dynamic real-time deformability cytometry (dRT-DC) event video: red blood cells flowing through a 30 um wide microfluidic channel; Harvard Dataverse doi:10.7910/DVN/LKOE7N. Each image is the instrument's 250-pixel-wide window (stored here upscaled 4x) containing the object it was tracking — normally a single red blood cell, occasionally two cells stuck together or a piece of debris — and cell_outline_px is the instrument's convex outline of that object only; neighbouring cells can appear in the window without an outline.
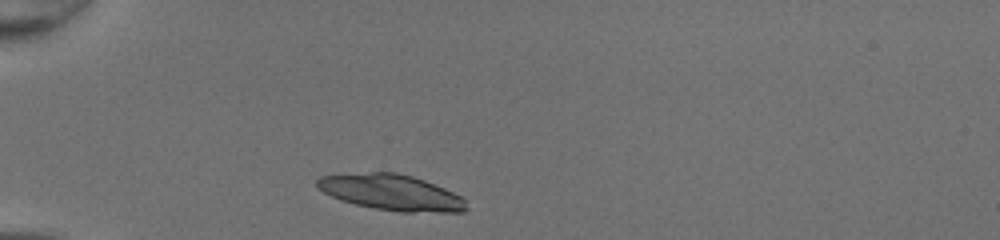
{"species": "common noctule bat (a hibernating species)", "species_latin": "Nyctalus noctula", "temperature_condition": "room temperature", "stored_images_in_passage": 29, "camera_frame_rate_fps": 3000, "um_per_image_px": 0.085, "animal": {"sex": "female", "body_mass_g": 20.0, "forearm_length_mm": 54.0}, "frame": {"image": 1, "passage_image": 1, "time_ms": 0.0, "image_size_px": [1000, 240], "cell_outline_px": [[468, 208], [464, 212], [400, 212], [372, 208], [340, 200], [316, 188], [316, 180], [320, 176], [372, 172], [396, 172], [412, 176], [424, 180], [444, 188], [460, 196], [464, 200]], "centroid_in_image_um": [33.26, 16.36], "position_along_channel_um": 51.7, "area_um2": 31.1}}
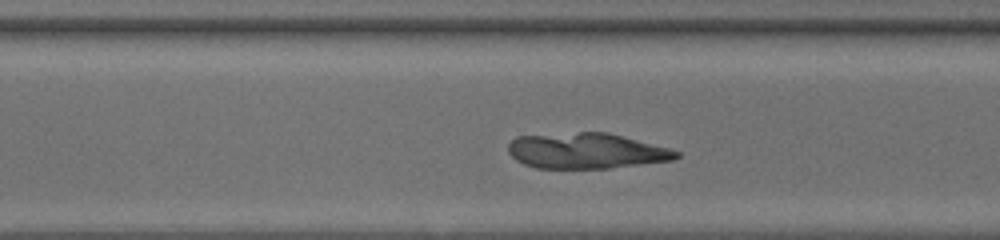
{"frame": {"image": 2, "passage_image": 22, "time_ms": 7.0, "image_size_px": [1000, 240], "cell_outline_px": [[680, 156], [672, 160], [608, 168], [536, 168], [524, 164], [516, 160], [508, 152], [508, 144], [516, 136], [580, 132], [608, 132], [624, 136], [668, 148], [680, 152]], "centroid_in_image_um": [49.81, 12.82], "position_along_channel_um": 320.8, "area_um2": 34.74}}
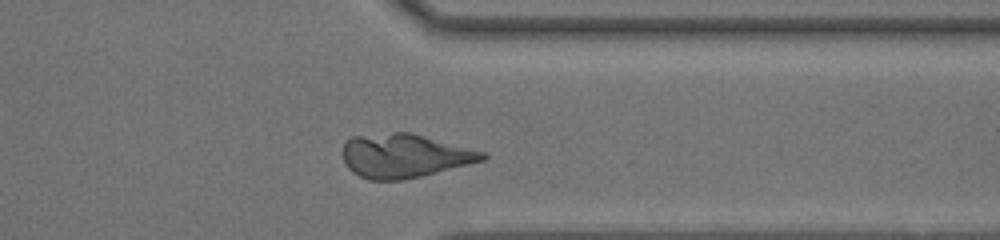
{"frame": {"image": 3, "passage_image": 26, "time_ms": 8.333, "image_size_px": [1000, 240], "cell_outline_px": [[488, 156], [484, 160], [404, 180], [368, 180], [352, 172], [344, 164], [340, 152], [344, 144], [352, 136], [392, 132], [408, 132], [484, 152]], "centroid_in_image_um": [34.29, 13.25], "position_along_channel_um": 377.1, "area_um2": 35.49}}